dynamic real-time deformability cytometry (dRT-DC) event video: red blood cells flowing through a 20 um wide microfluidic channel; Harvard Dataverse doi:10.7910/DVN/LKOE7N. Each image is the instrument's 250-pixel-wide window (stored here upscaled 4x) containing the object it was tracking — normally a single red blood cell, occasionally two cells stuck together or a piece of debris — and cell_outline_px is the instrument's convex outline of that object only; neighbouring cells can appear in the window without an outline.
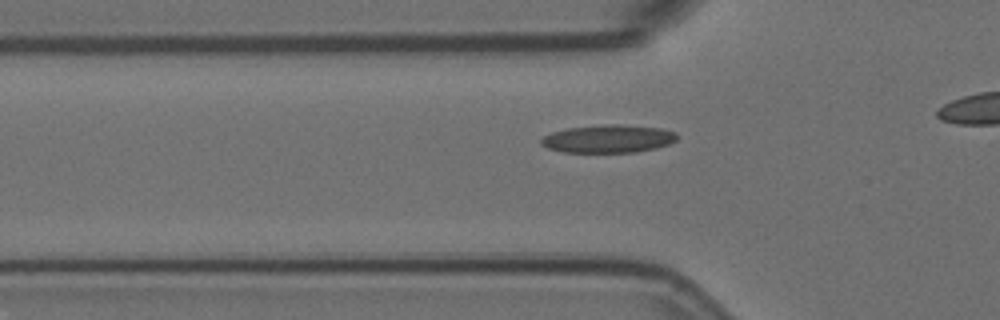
{"species": "Egyptian fruit bat (a non-hibernating species)", "species_latin": "Rousettus aegyptiacus", "temperature_condition": "room temperature", "stored_images_in_passage": 17, "camera_frame_rate_fps": 3000, "um_per_image_px": 0.085, "animal": {"sex": "female"}, "frame": {"image": 1, "passage_image": 4, "time_ms": 1.0, "image_size_px": [1000, 320], "cell_outline_px": [[676, 140], [668, 144], [656, 148], [636, 152], [564, 152], [548, 148], [540, 144], [540, 140], [544, 136], [552, 132], [568, 128], [604, 124], [620, 124], [660, 128], [676, 132]], "centroid_in_image_um": [51.69, 11.79], "position_along_channel_um": 74.1, "area_um2": 22.08}}
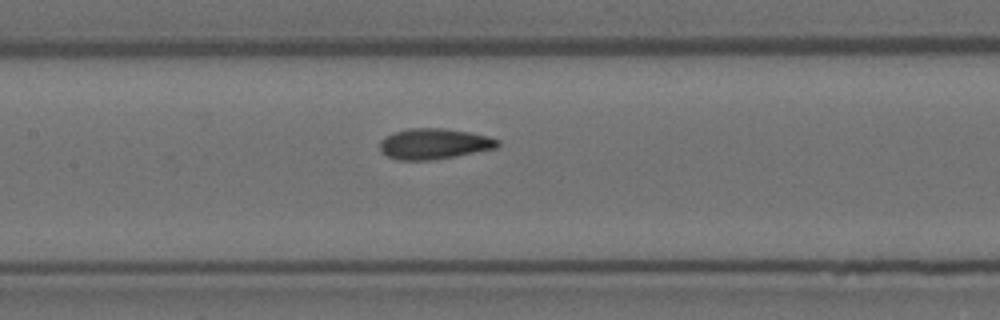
{"frame": {"image": 2, "passage_image": 12, "time_ms": 3.667, "image_size_px": [1000, 320], "cell_outline_px": [[500, 144], [496, 148], [456, 156], [428, 160], [396, 160], [380, 152], [380, 140], [392, 132], [408, 128], [444, 128], [468, 132], [488, 136], [500, 140]], "centroid_in_image_um": [36.87, 12.22], "position_along_channel_um": 170.5, "area_um2": 21.15}}
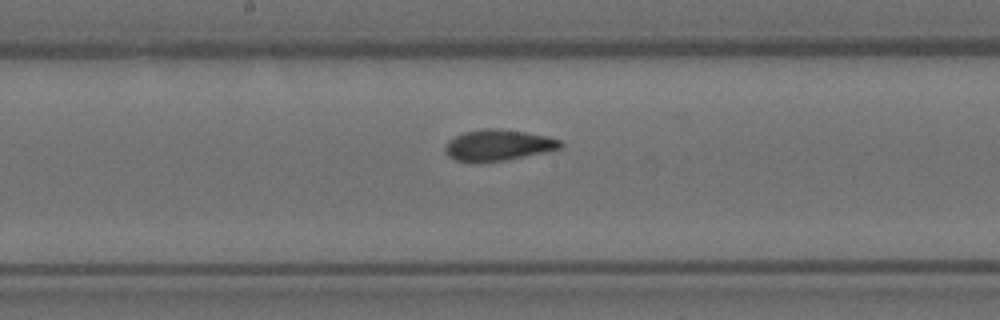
{"frame": {"image": 3, "passage_image": 15, "time_ms": 4.667, "image_size_px": [1000, 320], "cell_outline_px": [[564, 144], [560, 148], [544, 152], [508, 160], [480, 164], [476, 164], [456, 160], [448, 156], [444, 148], [448, 140], [464, 132], [484, 128], [496, 128], [524, 132], [548, 136], [560, 140]], "centroid_in_image_um": [42.31, 12.36], "position_along_channel_um": 205.9, "area_um2": 21.21}}